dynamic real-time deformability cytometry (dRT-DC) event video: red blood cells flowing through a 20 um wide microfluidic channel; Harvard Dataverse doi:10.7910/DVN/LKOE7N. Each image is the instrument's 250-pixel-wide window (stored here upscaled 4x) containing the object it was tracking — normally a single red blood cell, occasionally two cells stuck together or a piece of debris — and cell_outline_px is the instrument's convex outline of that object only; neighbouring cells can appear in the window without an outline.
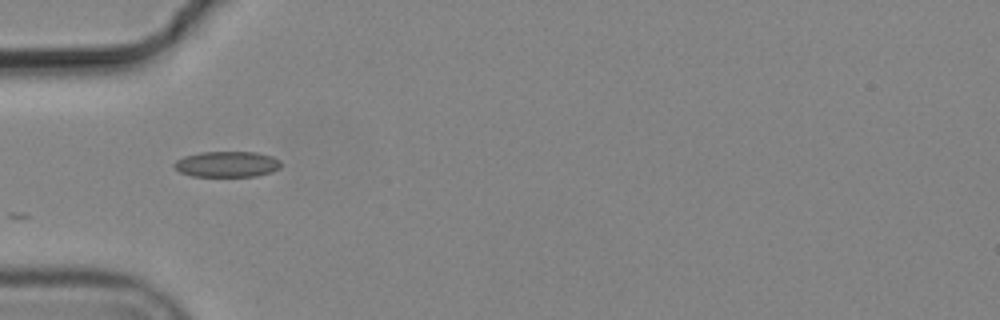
{"species": "common noctule bat (a hibernating species)", "species_latin": "Nyctalus noctula", "temperature_condition": "cold", "stored_images_in_passage": 7, "camera_frame_rate_fps": 3000, "um_per_image_px": 0.085, "animal": {"sex": "male", "body_mass_g": 19.2, "forearm_length_mm": 51.8}, "frame": {"image": 1, "passage_image": 3, "time_ms": 0.667, "image_size_px": [1000, 320], "cell_outline_px": [[280, 168], [272, 172], [256, 176], [192, 176], [180, 172], [172, 164], [176, 160], [184, 156], [200, 152], [256, 152], [272, 156], [280, 160]], "centroid_in_image_um": [19.3, 13.95], "position_along_channel_um": 65.7, "area_um2": 16.07}}
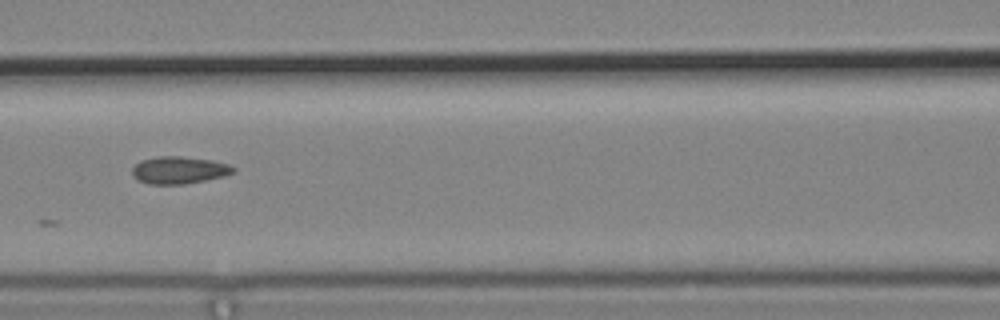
{"frame": {"image": 2, "passage_image": 5, "time_ms": 1.333, "image_size_px": [1000, 320], "cell_outline_px": [[236, 172], [224, 176], [184, 184], [148, 184], [136, 180], [132, 176], [132, 168], [140, 160], [160, 156], [180, 156], [212, 160], [228, 164], [236, 168]], "centroid_in_image_um": [15.2, 14.46], "position_along_channel_um": 151.4, "area_um2": 16.18}}
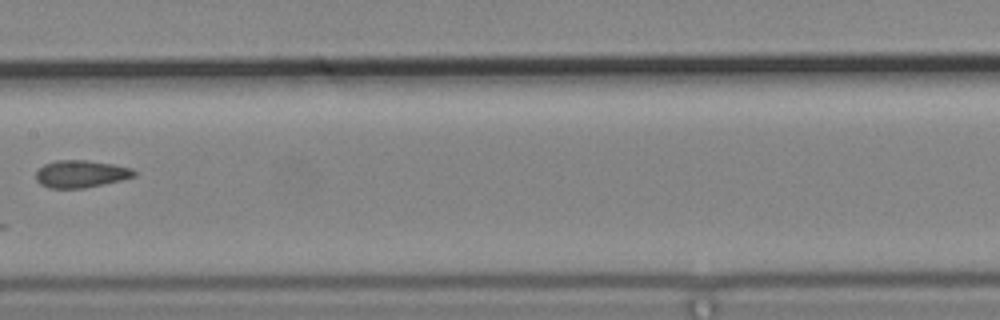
{"frame": {"image": 3, "passage_image": 6, "time_ms": 1.667, "image_size_px": [1000, 320], "cell_outline_px": [[136, 176], [120, 180], [84, 188], [48, 188], [40, 184], [36, 180], [36, 172], [44, 164], [56, 160], [88, 160], [112, 164], [132, 168], [136, 172]], "centroid_in_image_um": [6.86, 14.78], "position_along_channel_um": 200.5, "area_um2": 15.61}}